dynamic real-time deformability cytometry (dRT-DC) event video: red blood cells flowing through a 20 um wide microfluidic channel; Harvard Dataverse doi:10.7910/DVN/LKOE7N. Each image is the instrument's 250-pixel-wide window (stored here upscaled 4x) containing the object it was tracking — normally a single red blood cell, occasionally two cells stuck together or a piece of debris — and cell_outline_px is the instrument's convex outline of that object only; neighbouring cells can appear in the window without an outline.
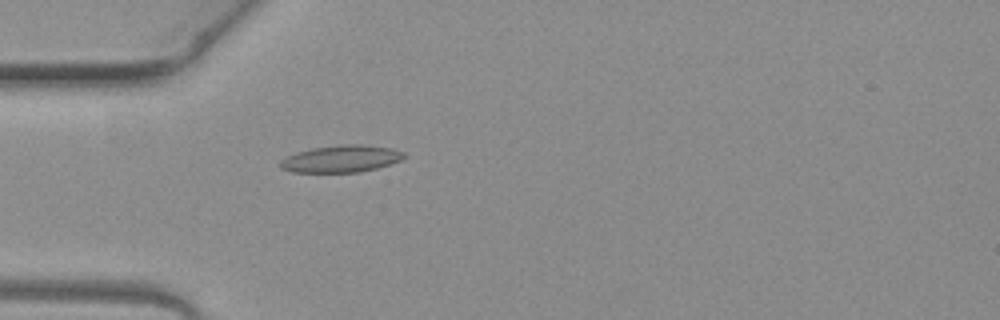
{"species": "common noctule bat (a hibernating species)", "species_latin": "Nyctalus noctula", "temperature_condition": "warm", "stored_images_in_passage": 3, "camera_frame_rate_fps": 3000, "um_per_image_px": 0.085, "animal": {"sex": "female", "body_mass_g": 19.3, "forearm_length_mm": 54.1}, "frame": {"image": 1, "passage_image": 3, "time_ms": 0.667, "image_size_px": [1000, 320], "cell_outline_px": [[408, 156], [400, 160], [376, 168], [360, 172], [292, 172], [280, 168], [280, 160], [296, 152], [312, 148], [340, 144], [360, 144], [392, 148], [404, 152]], "centroid_in_image_um": [29.0, 13.49], "position_along_channel_um": 56.0, "area_um2": 19.54}}